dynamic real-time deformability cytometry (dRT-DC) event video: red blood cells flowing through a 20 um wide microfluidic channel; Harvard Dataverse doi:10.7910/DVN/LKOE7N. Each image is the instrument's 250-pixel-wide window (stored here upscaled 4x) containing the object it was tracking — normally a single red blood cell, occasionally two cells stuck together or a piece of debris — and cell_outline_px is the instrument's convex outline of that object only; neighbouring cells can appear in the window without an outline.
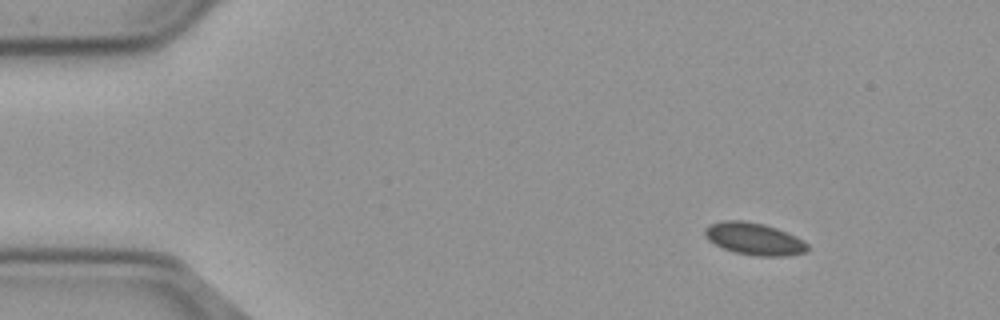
{"species": "common noctule bat (a hibernating species)", "species_latin": "Nyctalus noctula", "temperature_condition": "cold", "stored_images_in_passage": 50, "camera_frame_rate_fps": 3000, "um_per_image_px": 0.085, "animal": {"sex": "male", "body_mass_g": 23.1, "forearm_length_mm": 52.7}, "frame": {"image": 1, "passage_image": 1, "time_ms": 0.0, "image_size_px": [1000, 320], "cell_outline_px": [[808, 248], [804, 252], [788, 256], [756, 256], [732, 252], [708, 240], [704, 236], [704, 228], [708, 224], [724, 220], [744, 220], [764, 224], [776, 228], [796, 236], [804, 240], [808, 244]], "centroid_in_image_um": [64.08, 20.29], "position_along_channel_um": 20.9, "area_um2": 19.42}}
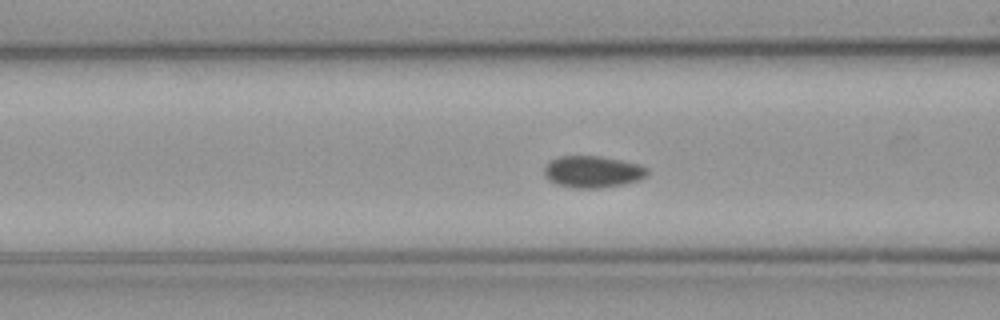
{"frame": {"image": 2, "passage_image": 16, "time_ms": 5.0, "image_size_px": [1000, 320], "cell_outline_px": [[648, 172], [640, 180], [624, 184], [600, 188], [576, 188], [556, 184], [548, 180], [544, 176], [544, 168], [552, 160], [560, 156], [600, 156], [620, 160], [636, 164], [648, 168]], "centroid_in_image_um": [50.36, 14.61], "position_along_channel_um": 116.2, "area_um2": 18.96}}
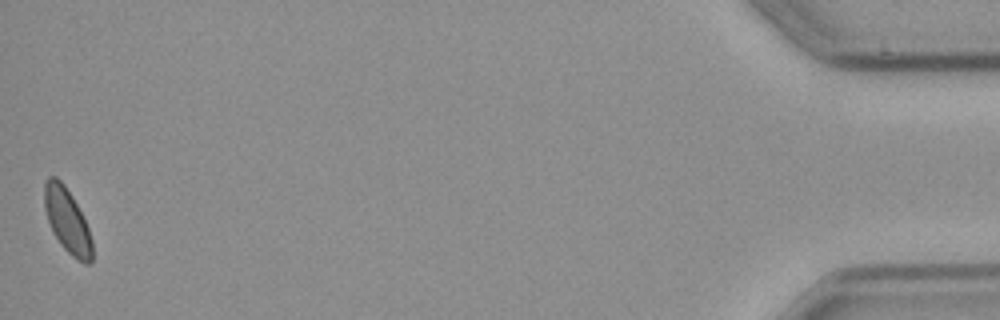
{"frame": {"image": 3, "passage_image": 50, "time_ms": 16.333, "image_size_px": [1000, 320], "cell_outline_px": [[92, 264], [84, 264], [72, 256], [60, 244], [52, 232], [44, 208], [44, 184], [48, 176], [56, 176], [64, 184], [72, 196], [88, 228], [92, 240]], "centroid_in_image_um": [5.7, 18.76], "position_along_channel_um": 429.5, "area_um2": 17.92}, "authors_computed_cell_mechanics": {"area_um2": 18.7561, "velocity_mm_per_s": 3.6513, "shape_relaxation_time_tau1_ms": 0.7731, "shape_relaxation_time_tau2_ms": null, "deformation_change_tau1": 0.0377, "deformation_change_tau2": null}}